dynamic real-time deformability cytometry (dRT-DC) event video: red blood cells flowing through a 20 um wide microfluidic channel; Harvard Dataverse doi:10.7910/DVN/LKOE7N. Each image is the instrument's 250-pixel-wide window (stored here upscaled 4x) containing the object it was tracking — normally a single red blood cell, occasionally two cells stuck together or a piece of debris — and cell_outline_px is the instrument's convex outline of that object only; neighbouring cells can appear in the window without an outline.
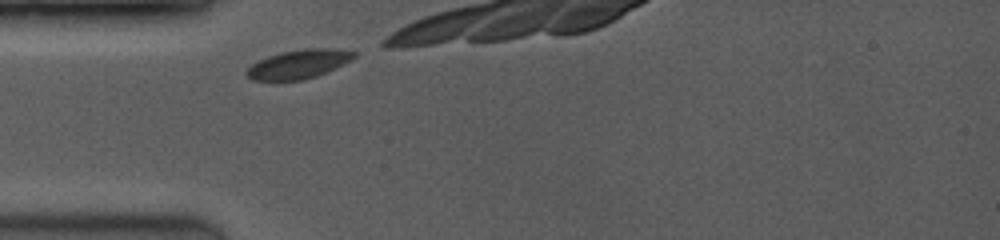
{"species": "common noctule bat (a hibernating species)", "species_latin": "Nyctalus noctula", "temperature_condition": "room temperature", "stored_images_in_passage": 7, "camera_frame_rate_fps": 3500, "um_per_image_px": 0.085, "animal": {"sex": "female", "body_mass_g": 19.0, "forearm_length_mm": 53.3}, "frame": {"image": 1, "passage_image": 1, "time_ms": 0.0, "image_size_px": [1000, 240], "cell_outline_px": [[360, 52], [356, 56], [316, 76], [304, 80], [252, 80], [244, 72], [252, 64], [268, 56], [280, 52], [304, 48], [332, 48]], "centroid_in_image_um": [25.36, 5.43], "position_along_channel_um": 59.6, "area_um2": 17.8}}
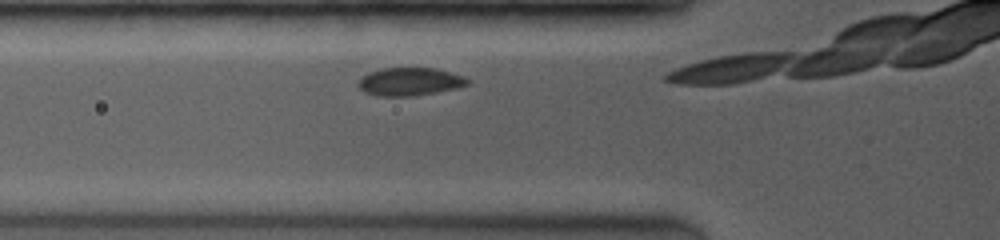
{"frame": {"image": 2, "passage_image": 4, "time_ms": 0.857, "image_size_px": [1000, 240], "cell_outline_px": [[468, 84], [460, 88], [412, 96], [380, 96], [364, 92], [360, 88], [360, 80], [368, 72], [380, 68], [432, 68], [464, 76], [468, 80]], "centroid_in_image_um": [34.84, 6.94], "position_along_channel_um": 91.0, "area_um2": 17.63}}